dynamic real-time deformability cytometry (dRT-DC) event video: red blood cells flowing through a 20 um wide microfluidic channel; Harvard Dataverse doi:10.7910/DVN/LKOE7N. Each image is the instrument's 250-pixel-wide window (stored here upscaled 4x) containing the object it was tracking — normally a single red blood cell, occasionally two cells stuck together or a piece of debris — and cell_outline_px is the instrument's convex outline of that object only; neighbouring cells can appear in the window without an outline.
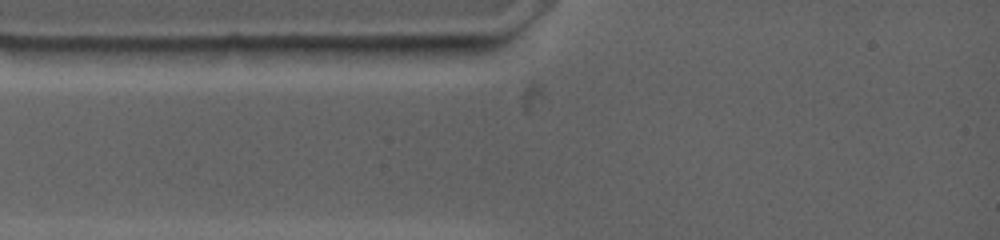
{"species": "common noctule bat (a hibernating species)", "species_latin": "Nyctalus noctula", "temperature_condition": "warm", "stored_images_in_passage": 3, "camera_frame_rate_fps": 4500, "um_per_image_px": 0.085, "animal": {"sex": "female", "body_mass_g": 19.0, "forearm_length_mm": 53.3}, "frame": {"image": 1, "passage_image": 3, "time_ms": 0.889, "image_size_px": [1000, 240], "cell_outline_px": [[252, 56], [236, 60], [164, 64], [160, 64], [116, 48], [232, 44], [236, 44], [252, 48]], "centroid_in_image_um": [16.26, 4.53], "position_along_channel_um": 68.7, "area_um2": 13.47}}